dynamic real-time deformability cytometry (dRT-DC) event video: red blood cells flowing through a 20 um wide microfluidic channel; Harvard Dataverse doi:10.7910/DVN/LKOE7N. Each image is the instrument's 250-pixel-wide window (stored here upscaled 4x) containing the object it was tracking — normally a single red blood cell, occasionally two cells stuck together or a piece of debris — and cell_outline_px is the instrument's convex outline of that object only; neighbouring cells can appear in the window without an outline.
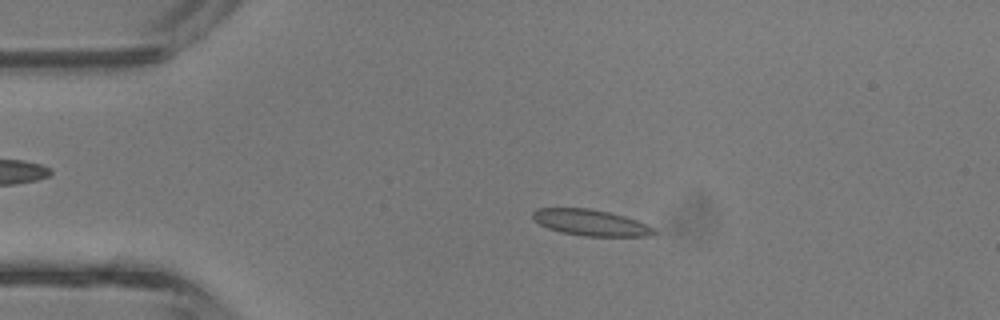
{"species": "common noctule bat (a hibernating species)", "species_latin": "Nyctalus noctula", "temperature_condition": "room temperature", "stored_images_in_passage": 41, "camera_frame_rate_fps": 3000, "um_per_image_px": 0.085, "animal": {"sex": "male", "body_mass_g": 13.3}, "frame": {"image": 1, "passage_image": 8, "time_ms": 2.333, "image_size_px": [1000, 320], "cell_outline_px": [[656, 232], [648, 236], [584, 236], [560, 232], [548, 228], [540, 224], [532, 216], [532, 212], [536, 208], [592, 208], [624, 216], [636, 220], [656, 228]], "centroid_in_image_um": [50.21, 18.92], "position_along_channel_um": 34.8, "area_um2": 18.44}}
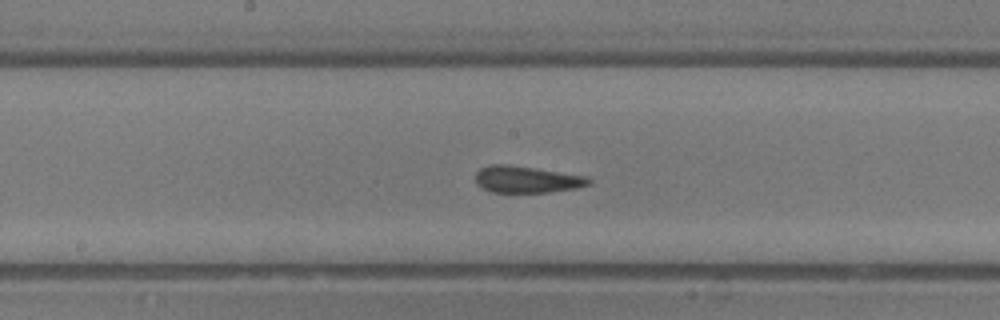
{"frame": {"image": 2, "passage_image": 21, "time_ms": 6.667, "image_size_px": [1000, 320], "cell_outline_px": [[592, 184], [576, 188], [548, 192], [492, 192], [476, 184], [476, 172], [480, 168], [488, 164], [508, 164], [536, 168], [588, 176], [592, 180]], "centroid_in_image_um": [44.79, 15.24], "position_along_channel_um": 203.4, "area_um2": 17.8}}
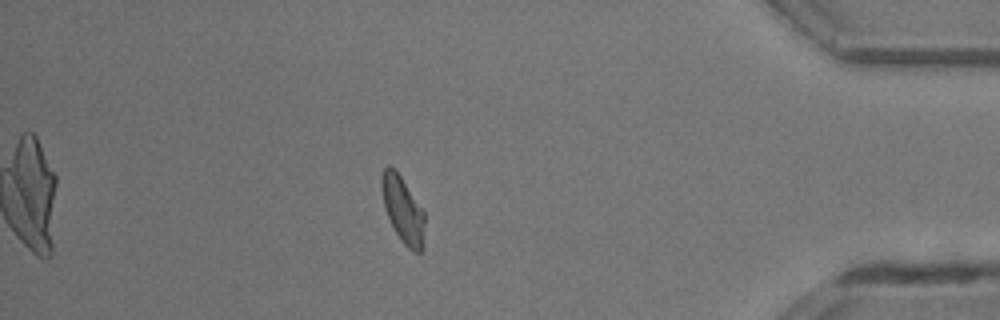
{"frame": {"image": 3, "passage_image": 36, "time_ms": 11.667, "image_size_px": [1000, 320], "cell_outline_px": [[424, 248], [420, 252], [416, 252], [408, 248], [400, 240], [384, 208], [380, 188], [380, 176], [384, 168], [388, 164], [400, 176], [424, 212]], "centroid_in_image_um": [34.22, 17.83], "position_along_channel_um": 401.0, "area_um2": 16.53}, "authors_computed_cell_mechanics": {"area_um2": 17.7446, "velocity_mm_per_s": 4.8122, "shape_relaxation_time_tau1_ms": null, "shape_relaxation_time_tau2_ms": 1.2203, "deformation_change_tau1": null, "deformation_change_tau2": 0.0828}}